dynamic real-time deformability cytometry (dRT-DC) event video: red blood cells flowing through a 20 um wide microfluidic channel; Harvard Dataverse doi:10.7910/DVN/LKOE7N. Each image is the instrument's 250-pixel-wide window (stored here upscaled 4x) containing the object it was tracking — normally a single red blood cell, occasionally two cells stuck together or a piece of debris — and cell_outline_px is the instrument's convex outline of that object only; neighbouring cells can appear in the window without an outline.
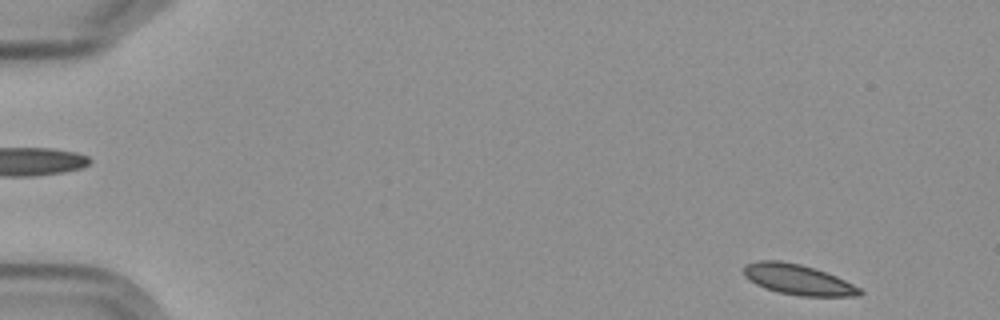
{"species": "Egyptian fruit bat (a non-hibernating species)", "species_latin": "Rousettus aegyptiacus", "temperature_condition": "cold", "stored_images_in_passage": 7, "segment_of_instrument_passage": [2, 2], "camera_frame_rate_fps": 3000, "um_per_image_px": 0.085, "frame": {"image": 1, "passage_image": 7, "time_ms": 7.0, "image_size_px": [1000, 320], "cell_outline_px": [[864, 292], [860, 296], [800, 296], [780, 292], [764, 288], [748, 280], [744, 276], [744, 264], [760, 260], [780, 260], [800, 264], [816, 268], [836, 276], [860, 288]], "centroid_in_image_um": [67.81, 23.76], "position_along_channel_um": 17.2, "area_um2": 20.63}}